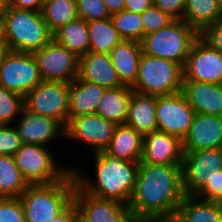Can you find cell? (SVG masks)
Wrapping results in <instances>:
<instances>
[{
    "label": "cell",
    "instance_id": "obj_31",
    "mask_svg": "<svg viewBox=\"0 0 222 222\" xmlns=\"http://www.w3.org/2000/svg\"><path fill=\"white\" fill-rule=\"evenodd\" d=\"M28 186L14 157L0 155V197L19 198Z\"/></svg>",
    "mask_w": 222,
    "mask_h": 222
},
{
    "label": "cell",
    "instance_id": "obj_27",
    "mask_svg": "<svg viewBox=\"0 0 222 222\" xmlns=\"http://www.w3.org/2000/svg\"><path fill=\"white\" fill-rule=\"evenodd\" d=\"M222 16V0H186L183 21L201 34Z\"/></svg>",
    "mask_w": 222,
    "mask_h": 222
},
{
    "label": "cell",
    "instance_id": "obj_28",
    "mask_svg": "<svg viewBox=\"0 0 222 222\" xmlns=\"http://www.w3.org/2000/svg\"><path fill=\"white\" fill-rule=\"evenodd\" d=\"M53 39L79 58L89 50V33L87 21L78 18L61 26L53 34Z\"/></svg>",
    "mask_w": 222,
    "mask_h": 222
},
{
    "label": "cell",
    "instance_id": "obj_40",
    "mask_svg": "<svg viewBox=\"0 0 222 222\" xmlns=\"http://www.w3.org/2000/svg\"><path fill=\"white\" fill-rule=\"evenodd\" d=\"M153 2L174 20H183L186 0H153Z\"/></svg>",
    "mask_w": 222,
    "mask_h": 222
},
{
    "label": "cell",
    "instance_id": "obj_33",
    "mask_svg": "<svg viewBox=\"0 0 222 222\" xmlns=\"http://www.w3.org/2000/svg\"><path fill=\"white\" fill-rule=\"evenodd\" d=\"M24 108L22 95L0 86V125H10Z\"/></svg>",
    "mask_w": 222,
    "mask_h": 222
},
{
    "label": "cell",
    "instance_id": "obj_8",
    "mask_svg": "<svg viewBox=\"0 0 222 222\" xmlns=\"http://www.w3.org/2000/svg\"><path fill=\"white\" fill-rule=\"evenodd\" d=\"M69 88L70 83L42 81L24 97L25 109L50 117L65 128L69 120Z\"/></svg>",
    "mask_w": 222,
    "mask_h": 222
},
{
    "label": "cell",
    "instance_id": "obj_21",
    "mask_svg": "<svg viewBox=\"0 0 222 222\" xmlns=\"http://www.w3.org/2000/svg\"><path fill=\"white\" fill-rule=\"evenodd\" d=\"M157 96L132 91L125 125L143 136L157 131Z\"/></svg>",
    "mask_w": 222,
    "mask_h": 222
},
{
    "label": "cell",
    "instance_id": "obj_39",
    "mask_svg": "<svg viewBox=\"0 0 222 222\" xmlns=\"http://www.w3.org/2000/svg\"><path fill=\"white\" fill-rule=\"evenodd\" d=\"M200 36L222 54V16L208 26Z\"/></svg>",
    "mask_w": 222,
    "mask_h": 222
},
{
    "label": "cell",
    "instance_id": "obj_38",
    "mask_svg": "<svg viewBox=\"0 0 222 222\" xmlns=\"http://www.w3.org/2000/svg\"><path fill=\"white\" fill-rule=\"evenodd\" d=\"M206 201L222 203V170L218 171L211 180L195 195Z\"/></svg>",
    "mask_w": 222,
    "mask_h": 222
},
{
    "label": "cell",
    "instance_id": "obj_13",
    "mask_svg": "<svg viewBox=\"0 0 222 222\" xmlns=\"http://www.w3.org/2000/svg\"><path fill=\"white\" fill-rule=\"evenodd\" d=\"M73 201L78 222H133L135 219L128 205L92 196L83 192L77 185Z\"/></svg>",
    "mask_w": 222,
    "mask_h": 222
},
{
    "label": "cell",
    "instance_id": "obj_1",
    "mask_svg": "<svg viewBox=\"0 0 222 222\" xmlns=\"http://www.w3.org/2000/svg\"><path fill=\"white\" fill-rule=\"evenodd\" d=\"M185 196L182 165L139 162L136 187L128 206L135 217L173 216Z\"/></svg>",
    "mask_w": 222,
    "mask_h": 222
},
{
    "label": "cell",
    "instance_id": "obj_47",
    "mask_svg": "<svg viewBox=\"0 0 222 222\" xmlns=\"http://www.w3.org/2000/svg\"><path fill=\"white\" fill-rule=\"evenodd\" d=\"M7 6L0 1V27L2 25Z\"/></svg>",
    "mask_w": 222,
    "mask_h": 222
},
{
    "label": "cell",
    "instance_id": "obj_46",
    "mask_svg": "<svg viewBox=\"0 0 222 222\" xmlns=\"http://www.w3.org/2000/svg\"><path fill=\"white\" fill-rule=\"evenodd\" d=\"M10 51L11 50L9 49L8 44L6 43L3 36L0 34V65Z\"/></svg>",
    "mask_w": 222,
    "mask_h": 222
},
{
    "label": "cell",
    "instance_id": "obj_45",
    "mask_svg": "<svg viewBox=\"0 0 222 222\" xmlns=\"http://www.w3.org/2000/svg\"><path fill=\"white\" fill-rule=\"evenodd\" d=\"M133 222H172V216H166V217H135Z\"/></svg>",
    "mask_w": 222,
    "mask_h": 222
},
{
    "label": "cell",
    "instance_id": "obj_49",
    "mask_svg": "<svg viewBox=\"0 0 222 222\" xmlns=\"http://www.w3.org/2000/svg\"><path fill=\"white\" fill-rule=\"evenodd\" d=\"M172 222H181V221L175 215H173Z\"/></svg>",
    "mask_w": 222,
    "mask_h": 222
},
{
    "label": "cell",
    "instance_id": "obj_29",
    "mask_svg": "<svg viewBox=\"0 0 222 222\" xmlns=\"http://www.w3.org/2000/svg\"><path fill=\"white\" fill-rule=\"evenodd\" d=\"M87 26L89 33L88 52L110 54V51L123 40L114 28L110 17L89 21Z\"/></svg>",
    "mask_w": 222,
    "mask_h": 222
},
{
    "label": "cell",
    "instance_id": "obj_6",
    "mask_svg": "<svg viewBox=\"0 0 222 222\" xmlns=\"http://www.w3.org/2000/svg\"><path fill=\"white\" fill-rule=\"evenodd\" d=\"M183 66L170 60L141 55L137 80L131 87L145 95H171L182 91Z\"/></svg>",
    "mask_w": 222,
    "mask_h": 222
},
{
    "label": "cell",
    "instance_id": "obj_18",
    "mask_svg": "<svg viewBox=\"0 0 222 222\" xmlns=\"http://www.w3.org/2000/svg\"><path fill=\"white\" fill-rule=\"evenodd\" d=\"M21 115L15 128L22 143L47 146L58 134H65V128L50 117L33 114L25 108Z\"/></svg>",
    "mask_w": 222,
    "mask_h": 222
},
{
    "label": "cell",
    "instance_id": "obj_23",
    "mask_svg": "<svg viewBox=\"0 0 222 222\" xmlns=\"http://www.w3.org/2000/svg\"><path fill=\"white\" fill-rule=\"evenodd\" d=\"M105 90V87L76 77L69 88V117L95 114Z\"/></svg>",
    "mask_w": 222,
    "mask_h": 222
},
{
    "label": "cell",
    "instance_id": "obj_20",
    "mask_svg": "<svg viewBox=\"0 0 222 222\" xmlns=\"http://www.w3.org/2000/svg\"><path fill=\"white\" fill-rule=\"evenodd\" d=\"M82 80L108 88L122 86L109 54L87 52L80 57L79 75Z\"/></svg>",
    "mask_w": 222,
    "mask_h": 222
},
{
    "label": "cell",
    "instance_id": "obj_26",
    "mask_svg": "<svg viewBox=\"0 0 222 222\" xmlns=\"http://www.w3.org/2000/svg\"><path fill=\"white\" fill-rule=\"evenodd\" d=\"M175 216L181 222H222V203L186 195Z\"/></svg>",
    "mask_w": 222,
    "mask_h": 222
},
{
    "label": "cell",
    "instance_id": "obj_14",
    "mask_svg": "<svg viewBox=\"0 0 222 222\" xmlns=\"http://www.w3.org/2000/svg\"><path fill=\"white\" fill-rule=\"evenodd\" d=\"M195 114L182 92L157 96V131L177 136L183 140Z\"/></svg>",
    "mask_w": 222,
    "mask_h": 222
},
{
    "label": "cell",
    "instance_id": "obj_12",
    "mask_svg": "<svg viewBox=\"0 0 222 222\" xmlns=\"http://www.w3.org/2000/svg\"><path fill=\"white\" fill-rule=\"evenodd\" d=\"M183 81L222 85V54L201 36L193 43L183 66Z\"/></svg>",
    "mask_w": 222,
    "mask_h": 222
},
{
    "label": "cell",
    "instance_id": "obj_5",
    "mask_svg": "<svg viewBox=\"0 0 222 222\" xmlns=\"http://www.w3.org/2000/svg\"><path fill=\"white\" fill-rule=\"evenodd\" d=\"M200 34L183 20H174L167 27L143 36L142 53L173 61L184 66L190 49Z\"/></svg>",
    "mask_w": 222,
    "mask_h": 222
},
{
    "label": "cell",
    "instance_id": "obj_11",
    "mask_svg": "<svg viewBox=\"0 0 222 222\" xmlns=\"http://www.w3.org/2000/svg\"><path fill=\"white\" fill-rule=\"evenodd\" d=\"M41 82L32 53L10 51L0 65V86L23 97Z\"/></svg>",
    "mask_w": 222,
    "mask_h": 222
},
{
    "label": "cell",
    "instance_id": "obj_15",
    "mask_svg": "<svg viewBox=\"0 0 222 222\" xmlns=\"http://www.w3.org/2000/svg\"><path fill=\"white\" fill-rule=\"evenodd\" d=\"M116 126L98 114L69 117L64 136L90 145L97 153L108 147Z\"/></svg>",
    "mask_w": 222,
    "mask_h": 222
},
{
    "label": "cell",
    "instance_id": "obj_44",
    "mask_svg": "<svg viewBox=\"0 0 222 222\" xmlns=\"http://www.w3.org/2000/svg\"><path fill=\"white\" fill-rule=\"evenodd\" d=\"M110 15L124 10L125 0H103Z\"/></svg>",
    "mask_w": 222,
    "mask_h": 222
},
{
    "label": "cell",
    "instance_id": "obj_37",
    "mask_svg": "<svg viewBox=\"0 0 222 222\" xmlns=\"http://www.w3.org/2000/svg\"><path fill=\"white\" fill-rule=\"evenodd\" d=\"M0 222H26L19 198L0 197Z\"/></svg>",
    "mask_w": 222,
    "mask_h": 222
},
{
    "label": "cell",
    "instance_id": "obj_35",
    "mask_svg": "<svg viewBox=\"0 0 222 222\" xmlns=\"http://www.w3.org/2000/svg\"><path fill=\"white\" fill-rule=\"evenodd\" d=\"M76 3L79 18L87 22L111 16L103 0H76Z\"/></svg>",
    "mask_w": 222,
    "mask_h": 222
},
{
    "label": "cell",
    "instance_id": "obj_22",
    "mask_svg": "<svg viewBox=\"0 0 222 222\" xmlns=\"http://www.w3.org/2000/svg\"><path fill=\"white\" fill-rule=\"evenodd\" d=\"M142 54L141 43L133 40H122L110 51L112 65L123 85L135 84Z\"/></svg>",
    "mask_w": 222,
    "mask_h": 222
},
{
    "label": "cell",
    "instance_id": "obj_43",
    "mask_svg": "<svg viewBox=\"0 0 222 222\" xmlns=\"http://www.w3.org/2000/svg\"><path fill=\"white\" fill-rule=\"evenodd\" d=\"M44 1L45 0H13L10 7L16 9L41 11Z\"/></svg>",
    "mask_w": 222,
    "mask_h": 222
},
{
    "label": "cell",
    "instance_id": "obj_17",
    "mask_svg": "<svg viewBox=\"0 0 222 222\" xmlns=\"http://www.w3.org/2000/svg\"><path fill=\"white\" fill-rule=\"evenodd\" d=\"M182 147L183 151L222 148V117L196 113Z\"/></svg>",
    "mask_w": 222,
    "mask_h": 222
},
{
    "label": "cell",
    "instance_id": "obj_34",
    "mask_svg": "<svg viewBox=\"0 0 222 222\" xmlns=\"http://www.w3.org/2000/svg\"><path fill=\"white\" fill-rule=\"evenodd\" d=\"M143 23V36L167 27L174 21L167 13H164L154 4L141 13Z\"/></svg>",
    "mask_w": 222,
    "mask_h": 222
},
{
    "label": "cell",
    "instance_id": "obj_10",
    "mask_svg": "<svg viewBox=\"0 0 222 222\" xmlns=\"http://www.w3.org/2000/svg\"><path fill=\"white\" fill-rule=\"evenodd\" d=\"M222 170V148L184 151L182 177L185 195H196Z\"/></svg>",
    "mask_w": 222,
    "mask_h": 222
},
{
    "label": "cell",
    "instance_id": "obj_24",
    "mask_svg": "<svg viewBox=\"0 0 222 222\" xmlns=\"http://www.w3.org/2000/svg\"><path fill=\"white\" fill-rule=\"evenodd\" d=\"M143 137L141 133L125 124L117 125L104 152L124 161L139 163L143 152Z\"/></svg>",
    "mask_w": 222,
    "mask_h": 222
},
{
    "label": "cell",
    "instance_id": "obj_48",
    "mask_svg": "<svg viewBox=\"0 0 222 222\" xmlns=\"http://www.w3.org/2000/svg\"><path fill=\"white\" fill-rule=\"evenodd\" d=\"M5 6L9 7L11 6L13 0H0Z\"/></svg>",
    "mask_w": 222,
    "mask_h": 222
},
{
    "label": "cell",
    "instance_id": "obj_19",
    "mask_svg": "<svg viewBox=\"0 0 222 222\" xmlns=\"http://www.w3.org/2000/svg\"><path fill=\"white\" fill-rule=\"evenodd\" d=\"M181 92L195 113L222 117L221 84L183 81Z\"/></svg>",
    "mask_w": 222,
    "mask_h": 222
},
{
    "label": "cell",
    "instance_id": "obj_32",
    "mask_svg": "<svg viewBox=\"0 0 222 222\" xmlns=\"http://www.w3.org/2000/svg\"><path fill=\"white\" fill-rule=\"evenodd\" d=\"M114 28L123 40L141 42L143 39V23L140 13L123 10L110 16Z\"/></svg>",
    "mask_w": 222,
    "mask_h": 222
},
{
    "label": "cell",
    "instance_id": "obj_36",
    "mask_svg": "<svg viewBox=\"0 0 222 222\" xmlns=\"http://www.w3.org/2000/svg\"><path fill=\"white\" fill-rule=\"evenodd\" d=\"M22 144L14 126L0 125V155L13 156Z\"/></svg>",
    "mask_w": 222,
    "mask_h": 222
},
{
    "label": "cell",
    "instance_id": "obj_25",
    "mask_svg": "<svg viewBox=\"0 0 222 222\" xmlns=\"http://www.w3.org/2000/svg\"><path fill=\"white\" fill-rule=\"evenodd\" d=\"M132 91V88L126 85L106 89L95 114L116 125H124Z\"/></svg>",
    "mask_w": 222,
    "mask_h": 222
},
{
    "label": "cell",
    "instance_id": "obj_30",
    "mask_svg": "<svg viewBox=\"0 0 222 222\" xmlns=\"http://www.w3.org/2000/svg\"><path fill=\"white\" fill-rule=\"evenodd\" d=\"M41 14L52 34L79 18L76 0H45Z\"/></svg>",
    "mask_w": 222,
    "mask_h": 222
},
{
    "label": "cell",
    "instance_id": "obj_3",
    "mask_svg": "<svg viewBox=\"0 0 222 222\" xmlns=\"http://www.w3.org/2000/svg\"><path fill=\"white\" fill-rule=\"evenodd\" d=\"M76 180L72 170L60 181L48 185H29L19 197L26 222H49L72 202Z\"/></svg>",
    "mask_w": 222,
    "mask_h": 222
},
{
    "label": "cell",
    "instance_id": "obj_9",
    "mask_svg": "<svg viewBox=\"0 0 222 222\" xmlns=\"http://www.w3.org/2000/svg\"><path fill=\"white\" fill-rule=\"evenodd\" d=\"M32 55L42 81L71 83L79 75L80 58L54 39Z\"/></svg>",
    "mask_w": 222,
    "mask_h": 222
},
{
    "label": "cell",
    "instance_id": "obj_4",
    "mask_svg": "<svg viewBox=\"0 0 222 222\" xmlns=\"http://www.w3.org/2000/svg\"><path fill=\"white\" fill-rule=\"evenodd\" d=\"M0 34L11 51L33 53L52 39L41 11L7 7Z\"/></svg>",
    "mask_w": 222,
    "mask_h": 222
},
{
    "label": "cell",
    "instance_id": "obj_41",
    "mask_svg": "<svg viewBox=\"0 0 222 222\" xmlns=\"http://www.w3.org/2000/svg\"><path fill=\"white\" fill-rule=\"evenodd\" d=\"M49 222H78V214L74 201L61 214Z\"/></svg>",
    "mask_w": 222,
    "mask_h": 222
},
{
    "label": "cell",
    "instance_id": "obj_2",
    "mask_svg": "<svg viewBox=\"0 0 222 222\" xmlns=\"http://www.w3.org/2000/svg\"><path fill=\"white\" fill-rule=\"evenodd\" d=\"M94 157L95 179L88 180L78 170L72 169L77 186L92 196L129 205L136 187L139 163L124 161L104 151L95 153Z\"/></svg>",
    "mask_w": 222,
    "mask_h": 222
},
{
    "label": "cell",
    "instance_id": "obj_7",
    "mask_svg": "<svg viewBox=\"0 0 222 222\" xmlns=\"http://www.w3.org/2000/svg\"><path fill=\"white\" fill-rule=\"evenodd\" d=\"M16 166L28 185H48L62 180L72 169L57 167L47 147L23 143L13 155Z\"/></svg>",
    "mask_w": 222,
    "mask_h": 222
},
{
    "label": "cell",
    "instance_id": "obj_42",
    "mask_svg": "<svg viewBox=\"0 0 222 222\" xmlns=\"http://www.w3.org/2000/svg\"><path fill=\"white\" fill-rule=\"evenodd\" d=\"M153 4V0H125L124 9L130 12H136L141 14Z\"/></svg>",
    "mask_w": 222,
    "mask_h": 222
},
{
    "label": "cell",
    "instance_id": "obj_16",
    "mask_svg": "<svg viewBox=\"0 0 222 222\" xmlns=\"http://www.w3.org/2000/svg\"><path fill=\"white\" fill-rule=\"evenodd\" d=\"M182 140L165 132L154 131L143 137L141 163L149 165H182Z\"/></svg>",
    "mask_w": 222,
    "mask_h": 222
}]
</instances>
